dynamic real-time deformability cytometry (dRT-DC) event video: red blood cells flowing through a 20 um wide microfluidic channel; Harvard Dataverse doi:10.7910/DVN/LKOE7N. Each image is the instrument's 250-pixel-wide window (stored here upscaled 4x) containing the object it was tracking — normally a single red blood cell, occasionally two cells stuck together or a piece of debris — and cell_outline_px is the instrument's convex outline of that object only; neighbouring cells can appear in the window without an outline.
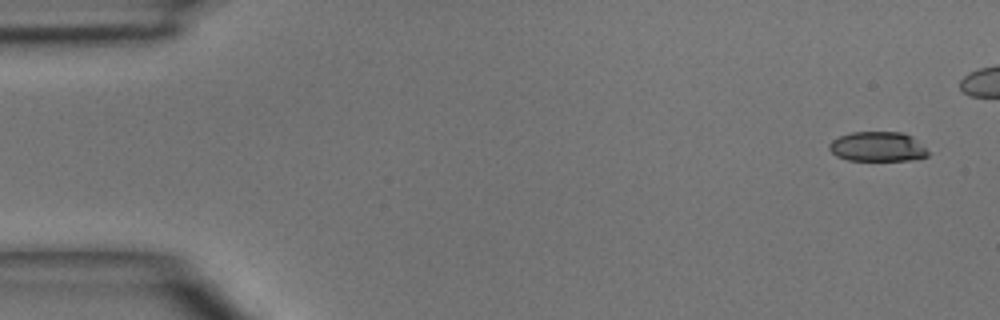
{"species": "common noctule bat (a hibernating species)", "species_latin": "Nyctalus noctula", "temperature_condition": "room temperature", "stored_images_in_passage": 5, "camera_frame_rate_fps": 3000, "um_per_image_px": 0.085, "animal": {"sex": "male", "body_mass_g": 15.6}, "frame": {"image": 1, "passage_image": 1, "time_ms": 0.0, "image_size_px": [1000, 320], "cell_outline_px": [[928, 156], [912, 160], [848, 160], [836, 156], [828, 148], [828, 144], [832, 140], [840, 136], [852, 132], [904, 132], [912, 136], [928, 152]], "centroid_in_image_um": [74.57, 12.46], "position_along_channel_um": 10.4, "area_um2": 17.05}}